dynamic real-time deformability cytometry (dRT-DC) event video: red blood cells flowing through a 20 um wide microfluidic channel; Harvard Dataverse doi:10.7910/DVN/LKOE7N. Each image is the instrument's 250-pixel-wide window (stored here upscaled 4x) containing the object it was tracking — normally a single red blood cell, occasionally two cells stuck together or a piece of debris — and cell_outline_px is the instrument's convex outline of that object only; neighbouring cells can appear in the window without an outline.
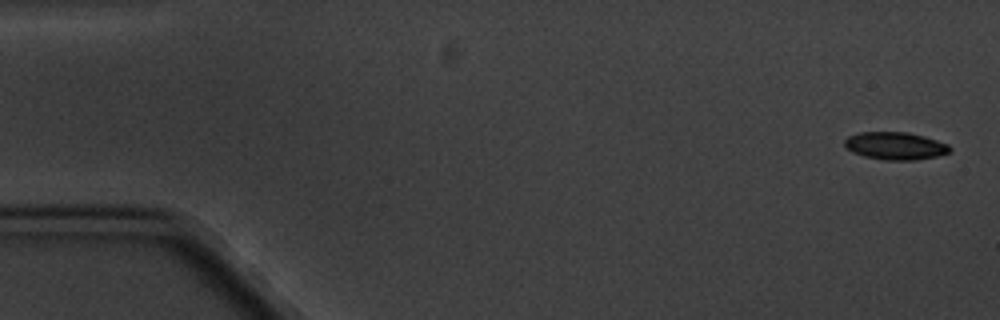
{"species": "common noctule bat (a hibernating species)", "species_latin": "Nyctalus noctula", "temperature_condition": "cold", "stored_images_in_passage": 4, "camera_frame_rate_fps": 3000, "um_per_image_px": 0.085, "animal": {"sex": "male", "body_mass_g": 20.1, "forearm_length_mm": 53.5}, "frame": {"image": 1, "passage_image": 1, "time_ms": 0.0, "image_size_px": [1000, 320], "cell_outline_px": [[952, 148], [948, 152], [936, 156], [916, 160], [888, 160], [864, 156], [852, 152], [844, 144], [844, 140], [848, 136], [860, 132], [908, 132], [924, 136], [948, 144]], "centroid_in_image_um": [76.09, 12.39], "position_along_channel_um": 8.9, "area_um2": 16.82}}
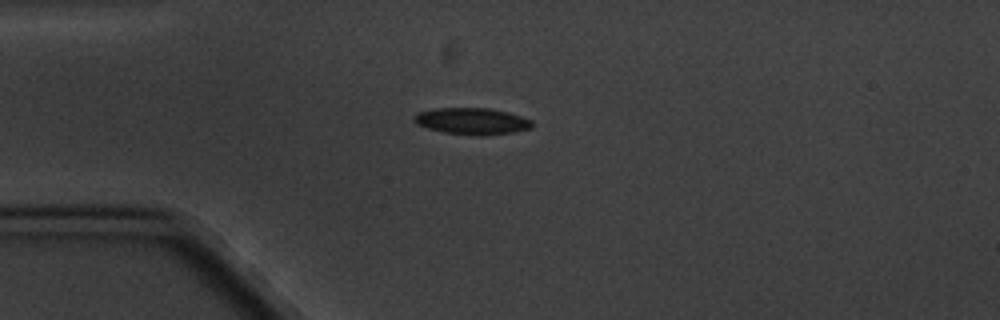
{"frame": {"image": 2, "passage_image": 4, "time_ms": 4.333, "image_size_px": [1000, 320], "cell_outline_px": [[532, 128], [512, 132], [484, 136], [480, 136], [444, 132], [428, 128], [416, 124], [412, 120], [412, 116], [420, 112], [436, 108], [488, 108], [508, 112], [532, 120]], "centroid_in_image_um": [40.11, 10.3], "position_along_channel_um": 44.9, "area_um2": 18.26}}